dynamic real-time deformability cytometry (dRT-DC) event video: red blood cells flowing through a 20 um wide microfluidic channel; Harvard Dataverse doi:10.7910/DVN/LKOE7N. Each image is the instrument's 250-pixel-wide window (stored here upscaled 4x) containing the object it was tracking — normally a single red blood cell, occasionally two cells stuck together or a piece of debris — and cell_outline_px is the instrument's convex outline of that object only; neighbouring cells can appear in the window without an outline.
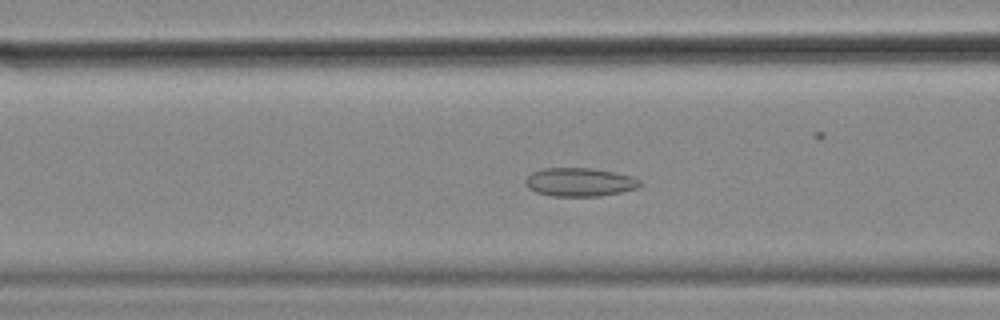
{"species": "common noctule bat (a hibernating species)", "species_latin": "Nyctalus noctula", "temperature_condition": "cold", "stored_images_in_passage": 55, "camera_frame_rate_fps": 3000, "um_per_image_px": 0.085, "animal": {"sex": "female", "body_mass_g": 18.4}, "frame": {"image": 1, "passage_image": 20, "time_ms": 6.333, "image_size_px": [1000, 320], "cell_outline_px": [[644, 184], [636, 188], [620, 192], [600, 196], [552, 196], [536, 192], [528, 188], [524, 184], [524, 180], [532, 172], [544, 168], [592, 168], [616, 172], [632, 176], [640, 180]], "centroid_in_image_um": [49.27, 15.47], "position_along_channel_um": 117.3, "area_um2": 19.19}}
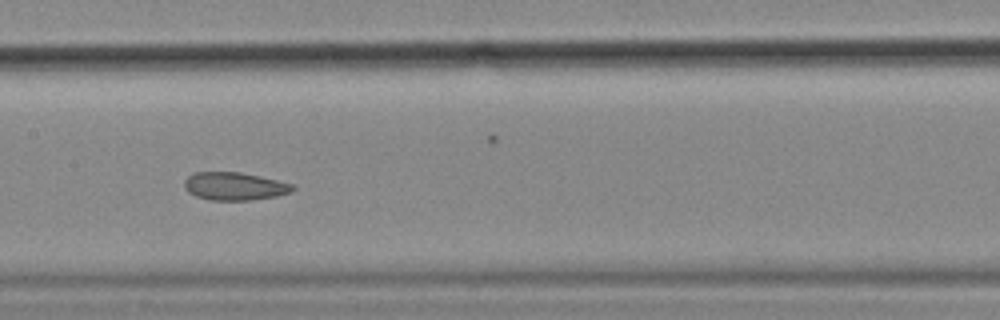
{"frame": {"image": 2, "passage_image": 26, "time_ms": 8.333, "image_size_px": [1000, 320], "cell_outline_px": [[296, 188], [292, 192], [276, 196], [252, 200], [212, 200], [196, 196], [188, 192], [184, 188], [184, 180], [188, 176], [196, 172], [240, 172], [260, 176], [296, 184]], "centroid_in_image_um": [19.97, 15.83], "position_along_channel_um": 187.4, "area_um2": 17.8}}
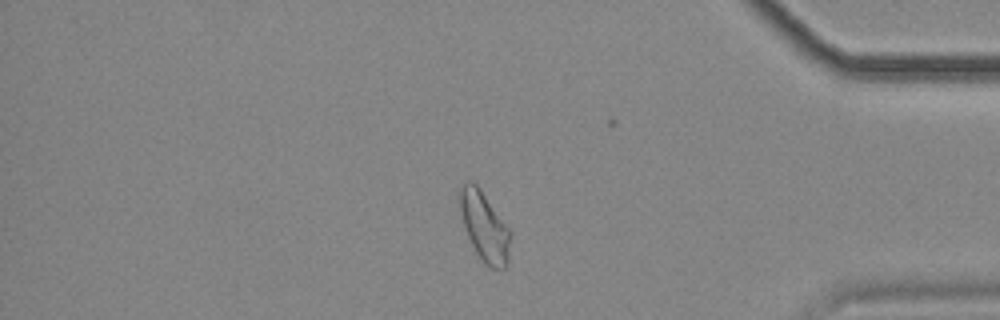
{"frame": {"image": 3, "passage_image": 46, "time_ms": 15.0, "image_size_px": [1000, 320], "cell_outline_px": [[512, 232], [508, 264], [504, 268], [492, 268], [484, 264], [476, 252], [468, 236], [464, 224], [456, 196], [464, 184], [468, 180], [472, 180], [480, 188]], "centroid_in_image_um": [41.19, 19.24], "position_along_channel_um": 394.0, "area_um2": 20.63}, "authors_computed_cell_mechanics": {"area_um2": 19.9988, "velocity_mm_per_s": 3.5202, "shape_relaxation_time_tau1_ms": null, "shape_relaxation_time_tau2_ms": 1.8143, "deformation_change_tau1": null, "deformation_change_tau2": 0.0727}}